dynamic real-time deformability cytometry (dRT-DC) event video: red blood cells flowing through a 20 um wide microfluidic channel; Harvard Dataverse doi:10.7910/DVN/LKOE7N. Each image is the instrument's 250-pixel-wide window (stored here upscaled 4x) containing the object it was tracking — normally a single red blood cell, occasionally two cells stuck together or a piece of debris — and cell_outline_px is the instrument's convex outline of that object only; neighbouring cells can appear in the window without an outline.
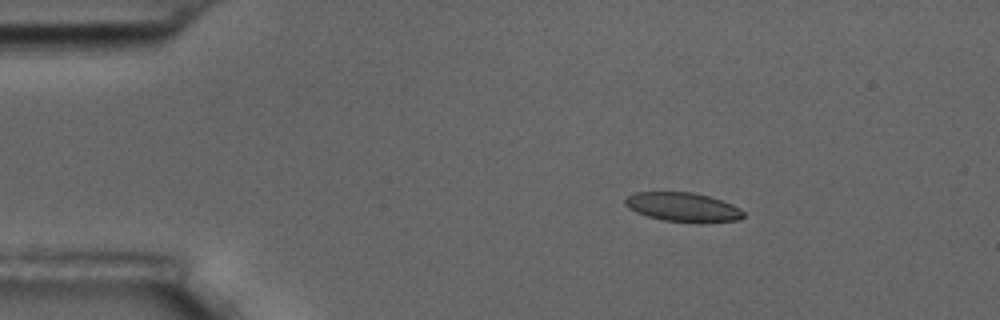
{"species": "common noctule bat (a hibernating species)", "species_latin": "Nyctalus noctula", "temperature_condition": "room temperature", "stored_images_in_passage": 3, "camera_frame_rate_fps": 3000, "um_per_image_px": 0.085, "animal": {"sex": "male", "body_mass_g": 17.5, "forearm_length_mm": 52.3}, "frame": {"image": 1, "passage_image": 1, "time_ms": 0.0, "image_size_px": [1000, 320], "cell_outline_px": [[744, 216], [736, 220], [664, 220], [648, 216], [636, 212], [628, 208], [624, 204], [624, 200], [632, 192], [692, 192], [708, 196], [732, 204], [740, 208], [744, 212]], "centroid_in_image_um": [57.96, 17.55], "position_along_channel_um": 27.0, "area_um2": 19.25}}